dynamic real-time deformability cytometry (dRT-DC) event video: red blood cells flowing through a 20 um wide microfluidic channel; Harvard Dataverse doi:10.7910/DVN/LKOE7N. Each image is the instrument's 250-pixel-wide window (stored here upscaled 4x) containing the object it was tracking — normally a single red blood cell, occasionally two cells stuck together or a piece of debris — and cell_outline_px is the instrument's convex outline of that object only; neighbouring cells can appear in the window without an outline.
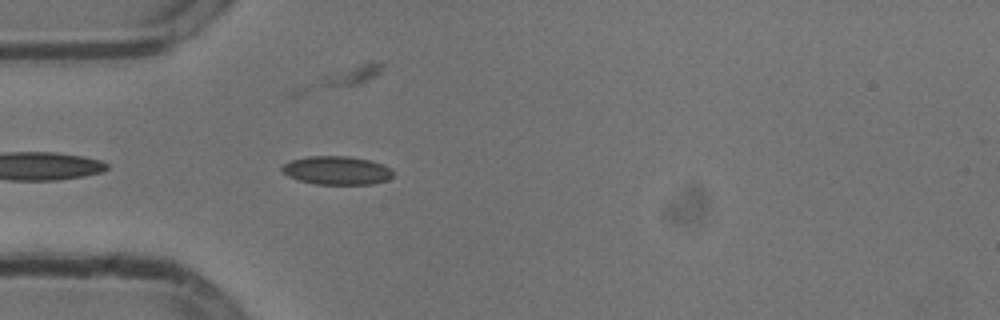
{"species": "common noctule bat (a hibernating species)", "species_latin": "Nyctalus noctula", "temperature_condition": "cold", "stored_images_in_passage": 42, "camera_frame_rate_fps": 3000, "um_per_image_px": 0.085, "animal": {"sex": "male", "body_mass_g": 13.3}, "frame": {"image": 1, "passage_image": 3, "time_ms": 0.667, "image_size_px": [1000, 320], "cell_outline_px": [[392, 176], [388, 180], [372, 184], [316, 184], [296, 180], [288, 176], [280, 168], [284, 164], [292, 160], [308, 156], [348, 156], [372, 160], [384, 164], [392, 172]], "centroid_in_image_um": [28.63, 14.48], "position_along_channel_um": 56.4, "area_um2": 18.5}}
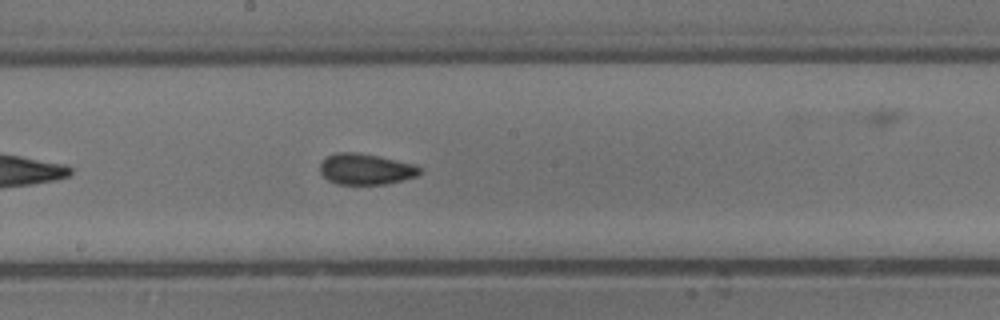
{"frame": {"image": 2, "passage_image": 16, "time_ms": 5.0, "image_size_px": [1000, 320], "cell_outline_px": [[424, 168], [416, 176], [404, 180], [384, 184], [336, 184], [328, 180], [320, 172], [320, 164], [328, 156], [336, 152], [356, 152], [416, 164]], "centroid_in_image_um": [31.11, 14.38], "position_along_channel_um": 217.1, "area_um2": 17.98}}
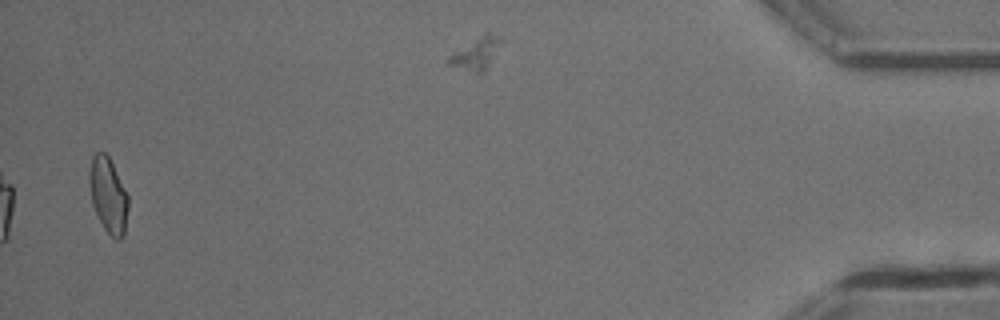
{"frame": {"image": 3, "passage_image": 40, "time_ms": 13.0, "image_size_px": [1000, 320], "cell_outline_px": [[128, 208], [124, 236], [120, 240], [116, 240], [104, 228], [92, 204], [88, 180], [88, 172], [92, 156], [96, 152], [104, 152], [108, 156], [128, 196]], "centroid_in_image_um": [9.18, 16.6], "position_along_channel_um": 426.0, "area_um2": 16.94}, "authors_computed_cell_mechanics": {"area_um2": 17.3689, "velocity_mm_per_s": 3.7955, "shape_relaxation_time_tau1_ms": 6.0419, "shape_relaxation_time_tau2_ms": 2.1633, "deformation_change_tau1": 0.1009, "deformation_change_tau2": 0.0617}}